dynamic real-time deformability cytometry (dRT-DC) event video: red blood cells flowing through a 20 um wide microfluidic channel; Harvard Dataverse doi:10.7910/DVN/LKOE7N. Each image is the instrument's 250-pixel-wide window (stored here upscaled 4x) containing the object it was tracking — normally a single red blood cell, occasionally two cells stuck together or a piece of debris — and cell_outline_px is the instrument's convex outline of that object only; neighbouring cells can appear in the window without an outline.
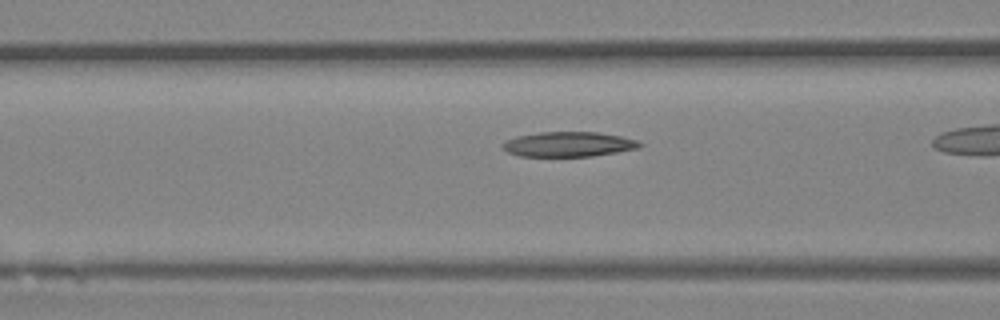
{"species": "Egyptian fruit bat (a non-hibernating species)", "species_latin": "Rousettus aegyptiacus", "temperature_condition": "room temperature", "stored_images_in_passage": 34, "camera_frame_rate_fps": 3000, "um_per_image_px": 0.085, "animal": {"sex": "female"}, "frame": {"image": 1, "passage_image": 15, "time_ms": 4.667, "image_size_px": [1000, 320], "cell_outline_px": [[644, 144], [640, 148], [592, 156], [520, 156], [508, 152], [500, 144], [504, 140], [516, 136], [540, 132], [596, 132], [620, 136], [636, 140]], "centroid_in_image_um": [48.31, 12.26], "position_along_channel_um": 118.3, "area_um2": 19.88}}